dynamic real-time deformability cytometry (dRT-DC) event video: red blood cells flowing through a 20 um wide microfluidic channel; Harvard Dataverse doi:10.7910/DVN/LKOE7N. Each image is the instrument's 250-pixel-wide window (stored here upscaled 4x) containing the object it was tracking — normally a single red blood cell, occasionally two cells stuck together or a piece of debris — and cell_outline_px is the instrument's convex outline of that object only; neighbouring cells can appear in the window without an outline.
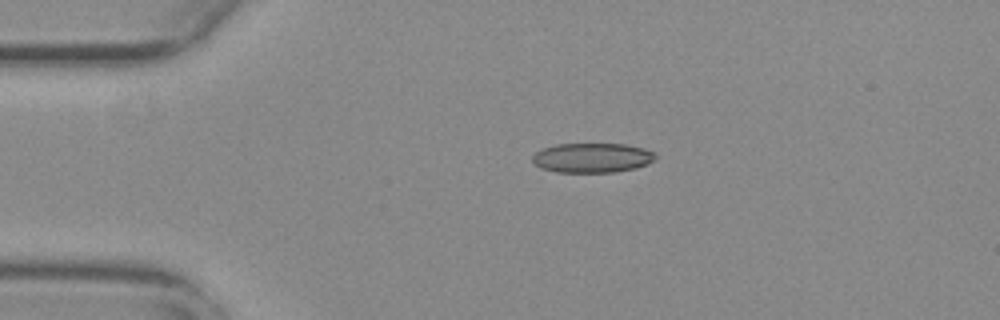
{"species": "common noctule bat (a hibernating species)", "species_latin": "Nyctalus noctula", "temperature_condition": "warm", "stored_images_in_passage": 44, "camera_frame_rate_fps": 3000, "um_per_image_px": 0.085, "animal": {"sex": "female", "body_mass_g": 29.2, "forearm_length_mm": 56.3}, "frame": {"image": 1, "passage_image": 1, "time_ms": 0.0, "image_size_px": [1000, 320], "cell_outline_px": [[656, 160], [636, 168], [612, 172], [556, 172], [540, 168], [532, 160], [532, 156], [536, 152], [544, 148], [556, 144], [624, 144], [644, 148], [656, 152]], "centroid_in_image_um": [50.36, 13.41], "position_along_channel_um": 34.6, "area_um2": 21.27}}
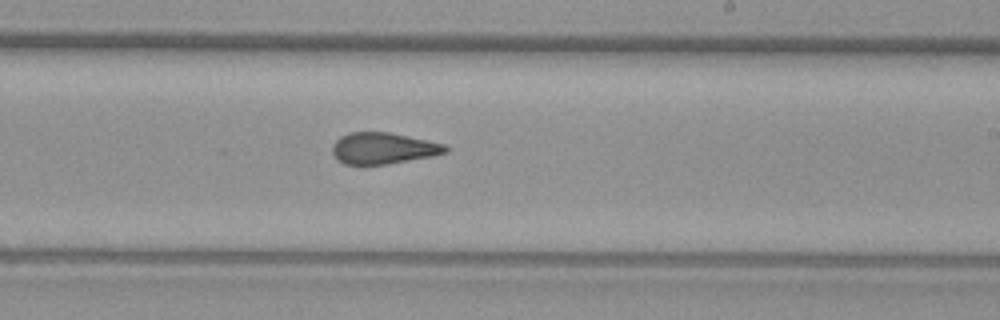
{"frame": {"image": 2, "passage_image": 22, "time_ms": 7.0, "image_size_px": [1000, 320], "cell_outline_px": [[448, 152], [432, 156], [388, 164], [344, 164], [336, 160], [332, 152], [332, 144], [340, 136], [348, 132], [388, 132], [408, 136], [444, 144], [448, 148]], "centroid_in_image_um": [32.53, 12.6], "position_along_channel_um": 256.5, "area_um2": 20.69}}
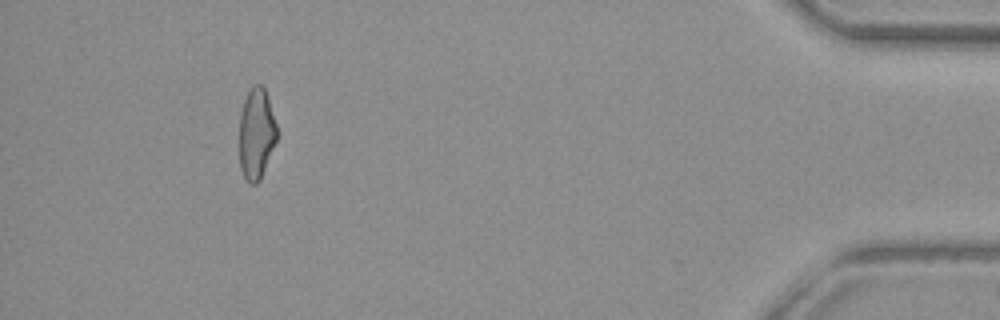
{"frame": {"image": 3, "passage_image": 40, "time_ms": 13.0, "image_size_px": [1000, 320], "cell_outline_px": [[276, 140], [260, 180], [256, 184], [248, 184], [244, 180], [240, 168], [240, 112], [244, 100], [252, 84], [260, 84], [264, 88], [276, 124]], "centroid_in_image_um": [21.76, 11.4], "position_along_channel_um": 413.4, "area_um2": 19.77}, "authors_computed_cell_mechanics": {"area_um2": 21.2704, "velocity_mm_per_s": 3.7512, "shape_relaxation_time_tau1_ms": null, "shape_relaxation_time_tau2_ms": 1.7276, "deformation_change_tau1": null, "deformation_change_tau2": 0.0847}}